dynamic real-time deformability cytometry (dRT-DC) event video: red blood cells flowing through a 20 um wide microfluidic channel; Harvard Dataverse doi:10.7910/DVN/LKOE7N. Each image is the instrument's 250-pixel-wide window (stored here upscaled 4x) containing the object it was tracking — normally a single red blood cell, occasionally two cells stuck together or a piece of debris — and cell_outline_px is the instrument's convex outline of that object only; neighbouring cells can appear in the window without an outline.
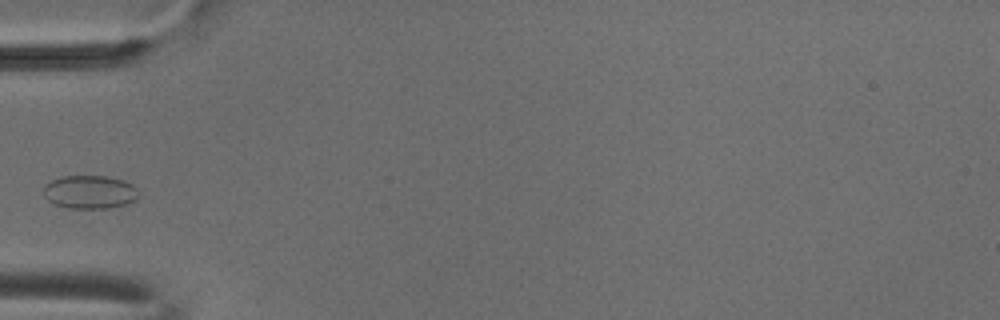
{"species": "common noctule bat (a hibernating species)", "species_latin": "Nyctalus noctula", "temperature_condition": "cold", "stored_images_in_passage": 5, "camera_frame_rate_fps": 3000, "um_per_image_px": 0.085, "animal": {"sex": "male", "body_mass_g": 18.8}, "frame": {"image": 1, "passage_image": 5, "time_ms": 1.333, "image_size_px": [1000, 320], "cell_outline_px": [[136, 200], [124, 204], [108, 208], [68, 208], [56, 204], [48, 200], [44, 196], [44, 184], [60, 176], [104, 176], [124, 180], [132, 184], [136, 188]], "centroid_in_image_um": [7.6, 16.31], "position_along_channel_um": 77.4, "area_um2": 18.32}}